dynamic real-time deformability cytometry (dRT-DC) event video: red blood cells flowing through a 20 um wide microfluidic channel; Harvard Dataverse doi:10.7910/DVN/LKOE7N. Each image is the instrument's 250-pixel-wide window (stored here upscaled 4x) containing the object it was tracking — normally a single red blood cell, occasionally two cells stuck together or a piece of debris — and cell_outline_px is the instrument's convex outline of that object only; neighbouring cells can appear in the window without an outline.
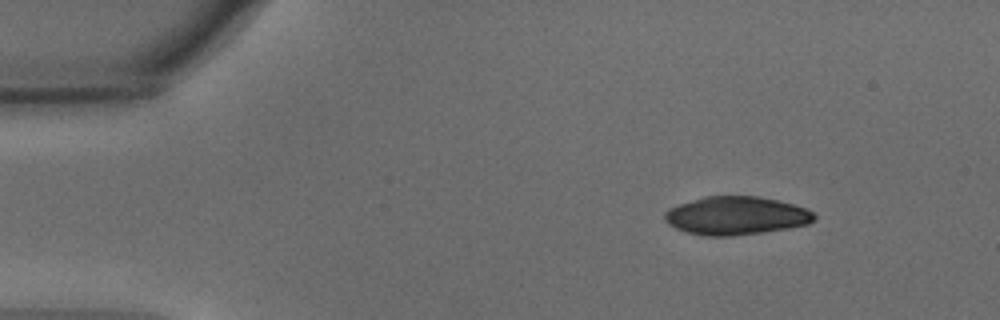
{"species": "common noctule bat (a hibernating species)", "species_latin": "Nyctalus noctula", "temperature_condition": "warm", "stored_images_in_passage": 10, "camera_frame_rate_fps": 3000, "um_per_image_px": 0.085, "animal": {"sex": "male", "body_mass_g": 15.6}, "frame": {"image": 1, "passage_image": 1, "time_ms": 0.0, "image_size_px": [1000, 320], "cell_outline_px": [[816, 220], [808, 224], [788, 228], [764, 232], [732, 236], [704, 236], [688, 232], [676, 228], [668, 224], [664, 220], [664, 212], [668, 208], [704, 196], [756, 196], [776, 200], [808, 208], [816, 216]], "centroid_in_image_um": [62.57, 18.34], "position_along_channel_um": 22.4, "area_um2": 33.41}}